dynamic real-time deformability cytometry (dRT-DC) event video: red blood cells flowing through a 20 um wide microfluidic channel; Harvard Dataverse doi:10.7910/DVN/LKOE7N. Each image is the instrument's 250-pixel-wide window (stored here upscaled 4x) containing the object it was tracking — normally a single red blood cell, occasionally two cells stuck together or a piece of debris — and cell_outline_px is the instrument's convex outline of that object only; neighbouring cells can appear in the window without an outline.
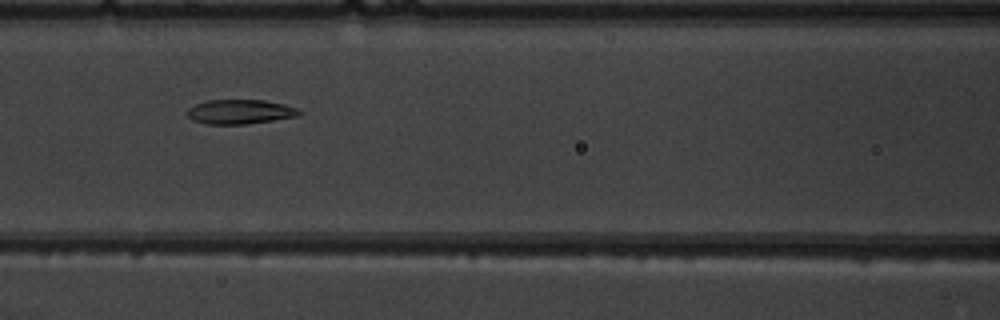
{"species": "common noctule bat (a hibernating species)", "species_latin": "Nyctalus noctula", "temperature_condition": "warm", "stored_images_in_passage": 4, "camera_frame_rate_fps": 3000, "um_per_image_px": 0.085, "animal": {"sex": "male", "body_mass_g": 19.5, "forearm_length_mm": 54.6}, "frame": {"image": 1, "passage_image": 3, "time_ms": 2.0, "image_size_px": [1000, 320], "cell_outline_px": [[300, 116], [244, 124], [204, 124], [192, 120], [188, 116], [188, 108], [196, 104], [208, 100], [264, 100], [284, 104], [296, 108], [300, 112]], "centroid_in_image_um": [20.38, 9.5], "position_along_channel_um": 146.2, "area_um2": 15.84}}
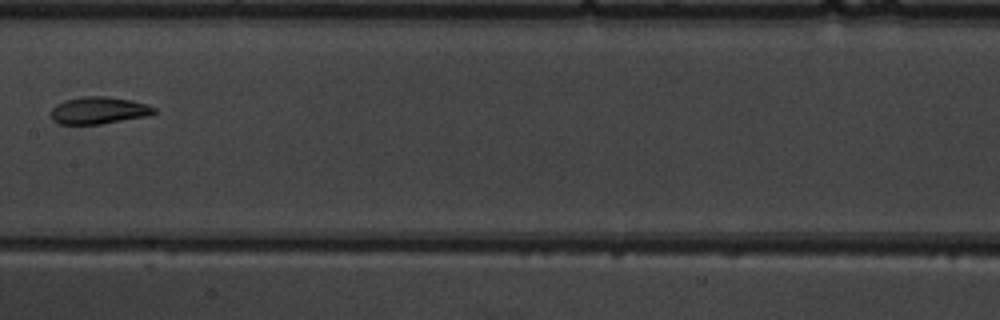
{"frame": {"image": 2, "passage_image": 4, "time_ms": 3.333, "image_size_px": [1000, 320], "cell_outline_px": [[156, 112], [148, 116], [100, 124], [60, 124], [52, 120], [52, 108], [56, 104], [64, 100], [84, 96], [108, 96], [132, 100], [148, 104], [156, 108]], "centroid_in_image_um": [8.42, 9.37], "position_along_channel_um": 199.0, "area_um2": 16.42}}